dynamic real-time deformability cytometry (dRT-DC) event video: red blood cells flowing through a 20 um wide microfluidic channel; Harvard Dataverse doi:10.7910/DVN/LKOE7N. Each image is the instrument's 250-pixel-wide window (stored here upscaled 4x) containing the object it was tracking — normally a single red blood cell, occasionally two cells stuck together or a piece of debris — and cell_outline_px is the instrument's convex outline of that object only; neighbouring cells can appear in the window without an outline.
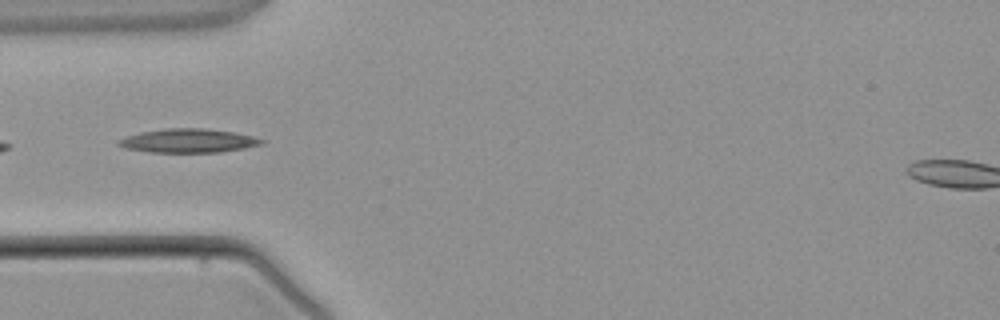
{"species": "common noctule bat (a hibernating species)", "species_latin": "Nyctalus noctula", "temperature_condition": "warm", "stored_images_in_passage": 3, "camera_frame_rate_fps": 3000, "um_per_image_px": 0.085, "animal": {"sex": "male", "body_mass_g": 21.5, "forearm_length_mm": 52.0}, "frame": {"image": 1, "passage_image": 2, "time_ms": 1.333, "image_size_px": [1000, 320], "cell_outline_px": [[268, 140], [260, 144], [244, 148], [220, 152], [148, 152], [124, 148], [116, 144], [116, 140], [140, 132], [164, 128], [204, 128], [236, 132]], "centroid_in_image_um": [15.99, 11.95], "position_along_channel_um": 69.0, "area_um2": 20.0}}
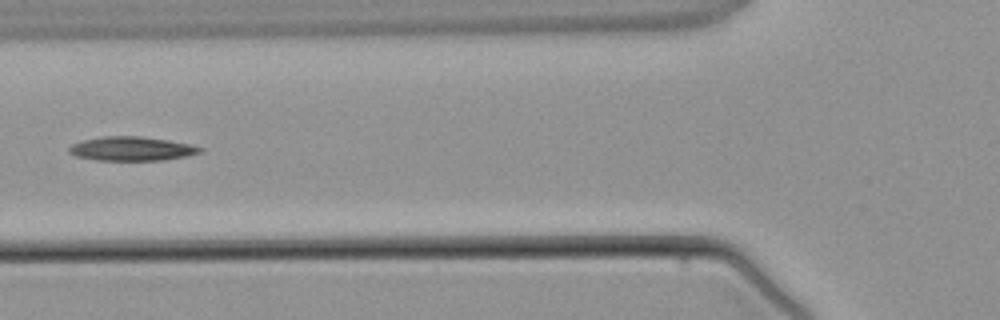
{"frame": {"image": 2, "passage_image": 3, "time_ms": 2.333, "image_size_px": [1000, 320], "cell_outline_px": [[204, 152], [188, 156], [164, 160], [96, 160], [76, 156], [68, 152], [68, 148], [72, 144], [84, 140], [104, 136], [140, 136], [168, 140], [188, 144], [204, 148]], "centroid_in_image_um": [11.22, 12.64], "position_along_channel_um": 114.6, "area_um2": 18.38}}